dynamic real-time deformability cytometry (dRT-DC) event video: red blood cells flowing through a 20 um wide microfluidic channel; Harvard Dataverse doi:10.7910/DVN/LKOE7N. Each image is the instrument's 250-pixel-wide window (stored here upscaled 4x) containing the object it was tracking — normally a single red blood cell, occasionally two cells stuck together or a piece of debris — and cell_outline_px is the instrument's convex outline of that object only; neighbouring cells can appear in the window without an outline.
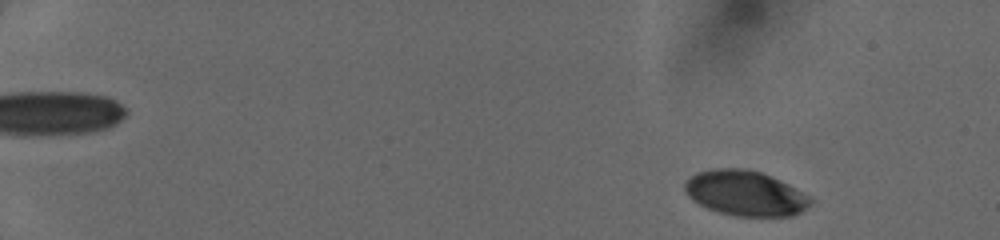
{"species": "human", "species_latin": "Homo sapiens", "temperature_condition": "cold", "stored_images_in_passage": 45, "camera_frame_rate_fps": 3000, "um_per_image_px": 0.085, "donor": {"sex": "female"}, "frame": {"image": 1, "passage_image": 1, "time_ms": 0.0, "image_size_px": [1000, 240], "cell_outline_px": [[812, 204], [808, 208], [792, 216], [736, 216], [720, 212], [708, 208], [692, 200], [688, 196], [684, 188], [684, 184], [696, 172], [716, 168], [744, 168], [760, 172], [780, 180], [788, 184], [808, 196], [812, 200]], "centroid_in_image_um": [63.35, 16.42], "position_along_channel_um": 21.6, "area_um2": 32.89}}
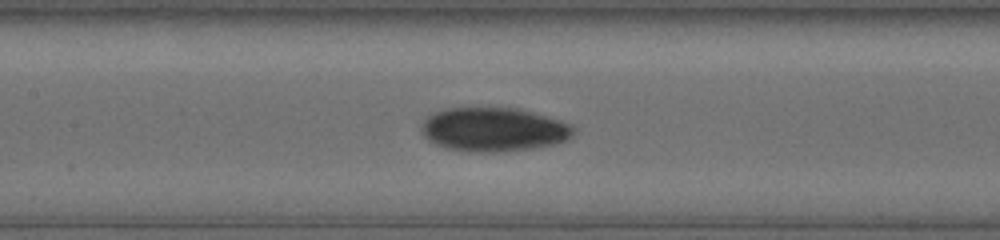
{"frame": {"image": 2, "passage_image": 22, "time_ms": 7.0, "image_size_px": [1000, 240], "cell_outline_px": [[576, 132], [568, 140], [556, 144], [536, 148], [496, 152], [468, 152], [444, 148], [428, 140], [420, 132], [420, 124], [428, 116], [436, 112], [448, 108], [520, 108], [560, 120], [572, 124], [576, 128]], "centroid_in_image_um": [41.98, 11.02], "position_along_channel_um": 165.4, "area_um2": 39.48}}
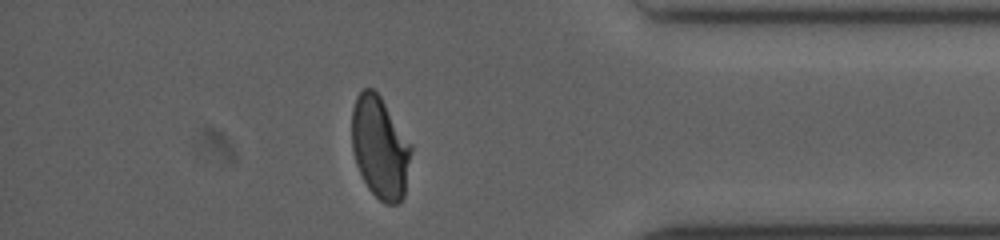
{"frame": {"image": 3, "passage_image": 40, "time_ms": 13.0, "image_size_px": [1000, 240], "cell_outline_px": [[412, 152], [404, 196], [396, 204], [384, 204], [368, 188], [356, 164], [352, 148], [352, 108], [356, 96], [364, 88], [372, 88], [380, 96], [412, 144]], "centroid_in_image_um": [32.3, 12.53], "position_along_channel_um": 402.9, "area_um2": 35.32}}